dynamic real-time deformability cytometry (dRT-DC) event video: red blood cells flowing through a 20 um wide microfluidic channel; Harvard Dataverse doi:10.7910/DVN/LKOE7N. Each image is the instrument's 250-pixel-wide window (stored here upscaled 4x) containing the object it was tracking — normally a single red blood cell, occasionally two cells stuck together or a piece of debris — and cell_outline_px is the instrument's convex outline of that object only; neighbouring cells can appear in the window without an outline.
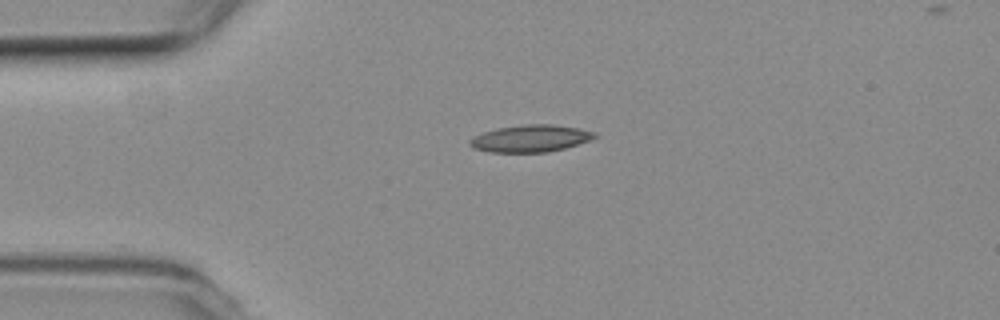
{"species": "common noctule bat (a hibernating species)", "species_latin": "Nyctalus noctula", "temperature_condition": "room temperature", "stored_images_in_passage": 6, "camera_frame_rate_fps": 3000, "um_per_image_px": 0.085, "animal": {"sex": "female", "body_mass_g": 19.3, "forearm_length_mm": 54.1}, "frame": {"image": 1, "passage_image": 1, "time_ms": 0.0, "image_size_px": [1000, 320], "cell_outline_px": [[596, 136], [592, 140], [564, 148], [548, 152], [488, 152], [472, 148], [468, 144], [468, 140], [472, 136], [496, 128], [524, 124], [552, 124], [576, 128], [596, 132]], "centroid_in_image_um": [45.04, 11.77], "position_along_channel_um": 40.0, "area_um2": 19.83}}